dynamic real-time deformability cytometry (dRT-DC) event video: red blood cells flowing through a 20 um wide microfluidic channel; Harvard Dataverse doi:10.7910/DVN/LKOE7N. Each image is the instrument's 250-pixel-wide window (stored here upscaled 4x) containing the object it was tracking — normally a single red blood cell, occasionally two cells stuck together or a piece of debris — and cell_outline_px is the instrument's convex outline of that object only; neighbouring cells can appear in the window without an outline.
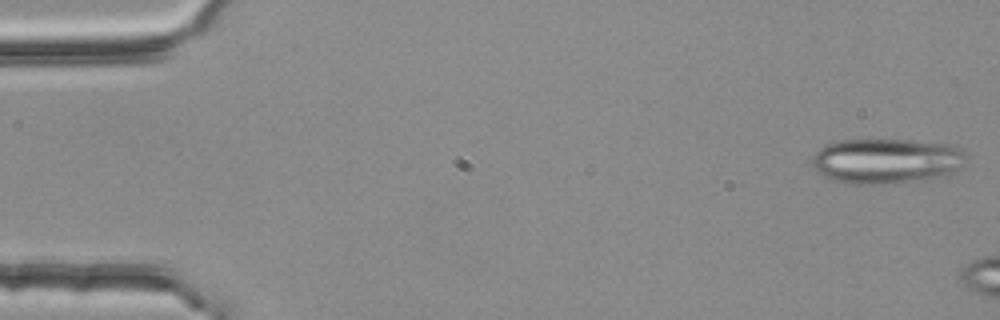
{"species": "common noctule bat (a hibernating species)", "species_latin": "Nyctalus noctula", "temperature_condition": "room temperature", "stored_images_in_passage": 3, "camera_frame_rate_fps": 3000, "um_per_image_px": 0.085, "animal": {"sex": "female", "body_mass_g": 25.1}, "frame": {"image": 1, "passage_image": 1, "time_ms": 0.0, "image_size_px": [1000, 320], "cell_outline_px": [[968, 160], [960, 168], [936, 180], [892, 184], [844, 184], [832, 180], [824, 176], [812, 164], [812, 156], [824, 144], [836, 140], [912, 140], [952, 144], [960, 148], [968, 156]], "centroid_in_image_um": [75.41, 13.7], "position_along_channel_um": 9.6, "area_um2": 41.67}}